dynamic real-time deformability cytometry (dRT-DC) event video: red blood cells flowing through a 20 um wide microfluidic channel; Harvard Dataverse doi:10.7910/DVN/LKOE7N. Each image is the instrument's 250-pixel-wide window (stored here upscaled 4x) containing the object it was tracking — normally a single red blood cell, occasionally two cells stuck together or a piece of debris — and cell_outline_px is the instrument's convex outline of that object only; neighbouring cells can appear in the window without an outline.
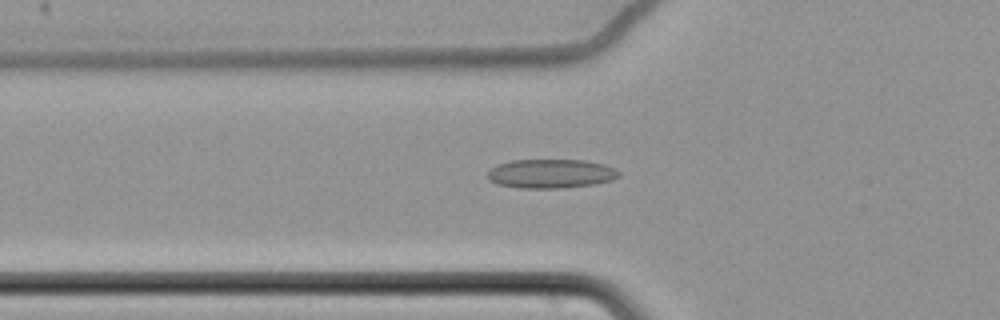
{"species": "common noctule bat (a hibernating species)", "species_latin": "Nyctalus noctula", "temperature_condition": "cold", "stored_images_in_passage": 63, "camera_frame_rate_fps": 3000, "um_per_image_px": 0.085, "animal": {"sex": "female", "body_mass_g": 22.7, "forearm_length_mm": 54.2}, "frame": {"image": 1, "passage_image": 25, "time_ms": 8.0, "image_size_px": [1000, 320], "cell_outline_px": [[620, 176], [612, 180], [596, 184], [564, 188], [520, 188], [496, 184], [488, 180], [488, 172], [496, 164], [512, 160], [584, 160], [604, 164], [616, 168], [620, 172]], "centroid_in_image_um": [46.84, 14.76], "position_along_channel_um": 79.0, "area_um2": 22.48}}
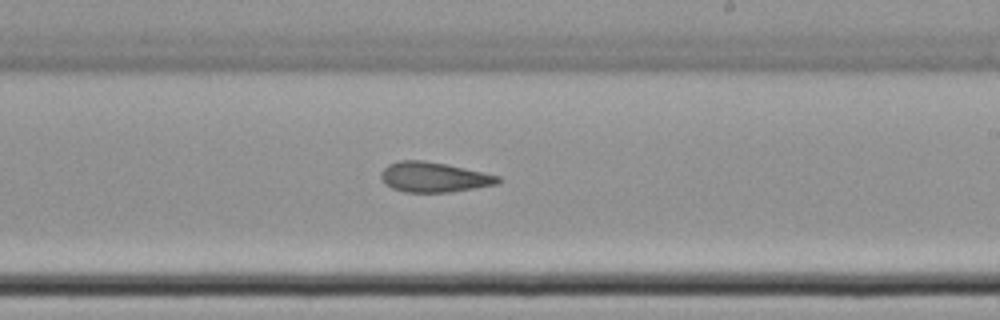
{"frame": {"image": 2, "passage_image": 40, "time_ms": 13.0, "image_size_px": [1000, 320], "cell_outline_px": [[504, 180], [496, 184], [476, 188], [452, 192], [404, 192], [392, 188], [384, 184], [380, 180], [380, 172], [388, 164], [400, 160], [424, 160], [448, 164], [500, 176]], "centroid_in_image_um": [36.87, 15.05], "position_along_channel_um": 252.1, "area_um2": 20.81}}
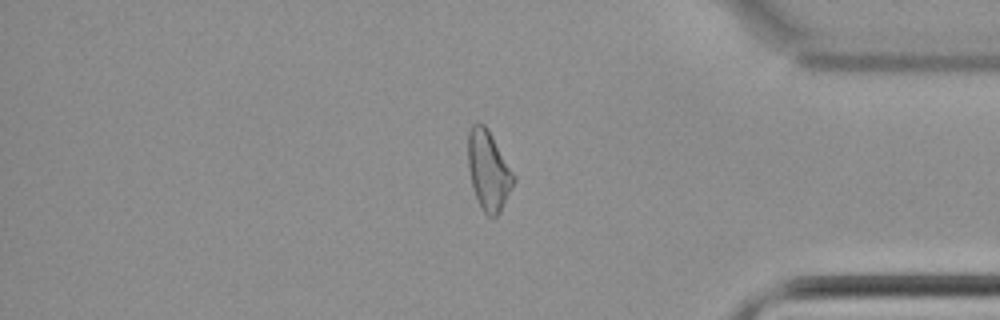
{"frame": {"image": 3, "passage_image": 54, "time_ms": 17.667, "image_size_px": [1000, 320], "cell_outline_px": [[516, 180], [500, 212], [496, 216], [488, 216], [484, 212], [472, 188], [468, 168], [468, 132], [472, 124], [484, 124], [492, 136], [516, 176]], "centroid_in_image_um": [41.52, 14.5], "position_along_channel_um": 393.7, "area_um2": 20.98}, "authors_computed_cell_mechanics": {"area_um2": 22.1952, "velocity_mm_per_s": 3.472, "shape_relaxation_time_tau1_ms": null, "shape_relaxation_time_tau2_ms": 7.279, "deformation_change_tau1": null, "deformation_change_tau2": 0.1487}}